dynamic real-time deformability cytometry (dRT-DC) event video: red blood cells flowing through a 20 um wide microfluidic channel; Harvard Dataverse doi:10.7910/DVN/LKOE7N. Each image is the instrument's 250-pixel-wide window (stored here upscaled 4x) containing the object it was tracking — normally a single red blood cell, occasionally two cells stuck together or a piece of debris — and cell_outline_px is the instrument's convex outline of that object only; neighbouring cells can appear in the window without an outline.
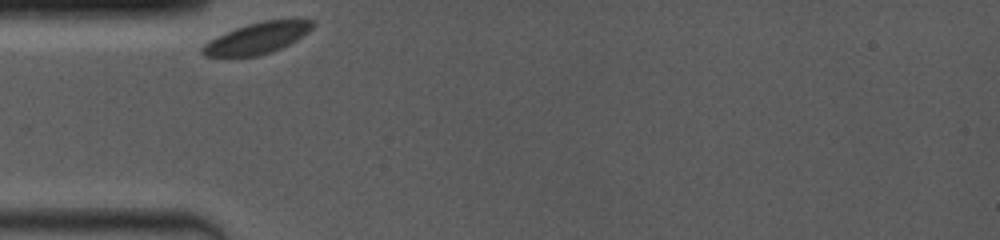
{"species": "common noctule bat (a hibernating species)", "species_latin": "Nyctalus noctula", "temperature_condition": "room temperature", "stored_images_in_passage": 4, "camera_frame_rate_fps": 4000, "um_per_image_px": 0.085, "animal": {"sex": "female", "body_mass_g": 19.0, "forearm_length_mm": 53.3}, "frame": {"image": 1, "passage_image": 1, "time_ms": 0.0, "image_size_px": [1000, 240], "cell_outline_px": [[312, 28], [308, 32], [296, 40], [272, 52], [256, 56], [204, 56], [200, 52], [200, 48], [204, 44], [236, 28], [248, 24], [264, 20], [312, 20]], "centroid_in_image_um": [21.84, 3.26], "position_along_channel_um": 63.2, "area_um2": 19.42}}
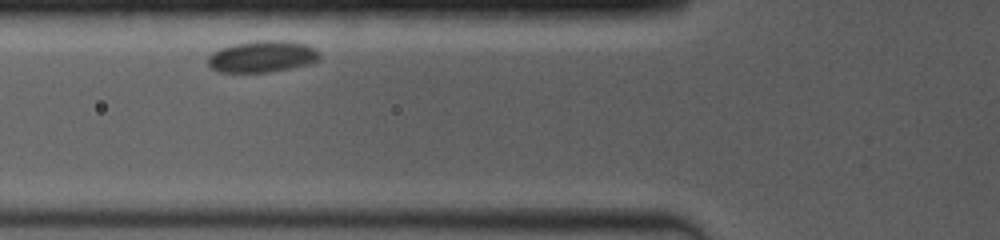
{"frame": {"image": 2, "passage_image": 3, "time_ms": 1.25, "image_size_px": [1000, 240], "cell_outline_px": [[320, 60], [308, 64], [268, 72], [216, 72], [208, 64], [208, 56], [212, 52], [220, 48], [236, 44], [256, 40], [284, 40], [308, 44], [316, 48], [320, 56]], "centroid_in_image_um": [22.3, 4.79], "position_along_channel_um": 103.5, "area_um2": 20.63}}
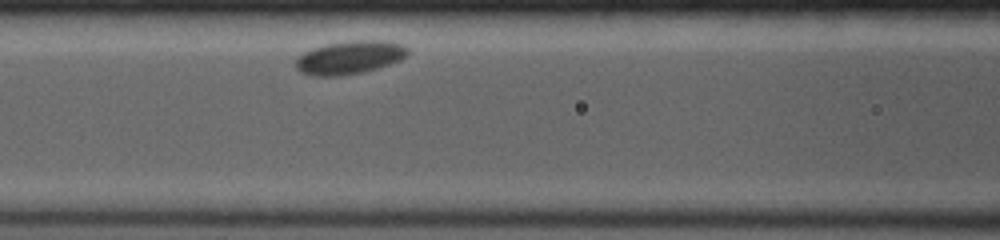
{"frame": {"image": 3, "passage_image": 4, "time_ms": 2.25, "image_size_px": [1000, 240], "cell_outline_px": [[408, 56], [400, 60], [364, 72], [340, 76], [312, 76], [300, 72], [296, 68], [296, 60], [304, 52], [312, 48], [324, 44], [348, 40], [388, 40], [404, 44], [408, 48]], "centroid_in_image_um": [29.74, 4.87], "position_along_channel_um": 136.9, "area_um2": 22.02}}